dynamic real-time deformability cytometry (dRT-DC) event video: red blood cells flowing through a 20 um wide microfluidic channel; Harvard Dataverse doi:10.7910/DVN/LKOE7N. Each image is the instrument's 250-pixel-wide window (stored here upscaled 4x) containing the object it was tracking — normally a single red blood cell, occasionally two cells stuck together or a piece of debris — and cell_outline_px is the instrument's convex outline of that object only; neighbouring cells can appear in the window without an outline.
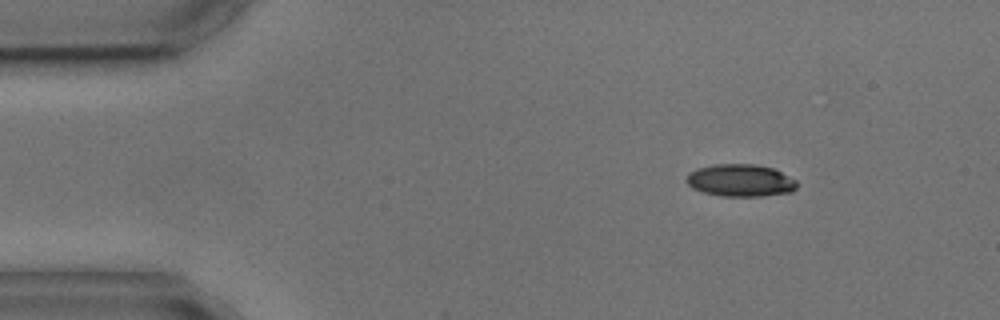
{"species": "common noctule bat (a hibernating species)", "species_latin": "Nyctalus noctula", "temperature_condition": "cold", "stored_images_in_passage": 4, "camera_frame_rate_fps": 3000, "um_per_image_px": 0.085, "animal": {"sex": "male", "body_mass_g": 17.9, "forearm_length_mm": 54.2}, "frame": {"image": 1, "passage_image": 1, "time_ms": 0.0, "image_size_px": [1000, 320], "cell_outline_px": [[796, 188], [792, 192], [760, 196], [720, 196], [704, 192], [692, 188], [684, 180], [688, 172], [696, 168], [716, 164], [756, 164], [772, 168], [796, 180]], "centroid_in_image_um": [62.89, 15.33], "position_along_channel_um": 22.1, "area_um2": 20.87}}
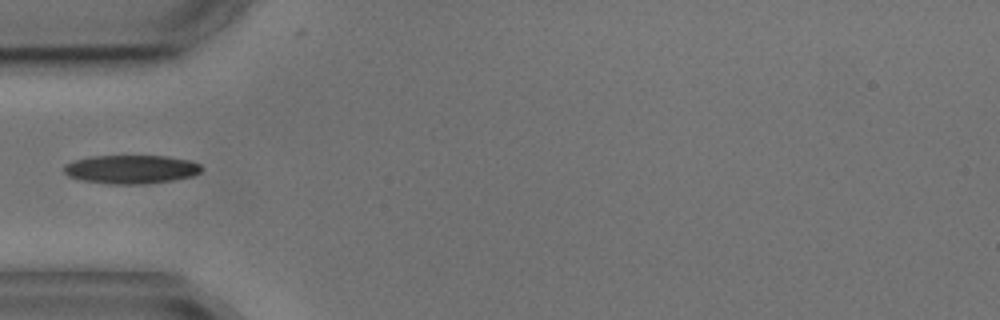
{"frame": {"image": 2, "passage_image": 4, "time_ms": 3.333, "image_size_px": [1000, 320], "cell_outline_px": [[204, 168], [200, 172], [192, 176], [172, 180], [140, 184], [108, 184], [84, 180], [68, 176], [64, 172], [64, 164], [72, 160], [92, 156], [168, 156], [188, 160], [200, 164]], "centroid_in_image_um": [11.13, 14.38], "position_along_channel_um": 73.9, "area_um2": 22.95}}